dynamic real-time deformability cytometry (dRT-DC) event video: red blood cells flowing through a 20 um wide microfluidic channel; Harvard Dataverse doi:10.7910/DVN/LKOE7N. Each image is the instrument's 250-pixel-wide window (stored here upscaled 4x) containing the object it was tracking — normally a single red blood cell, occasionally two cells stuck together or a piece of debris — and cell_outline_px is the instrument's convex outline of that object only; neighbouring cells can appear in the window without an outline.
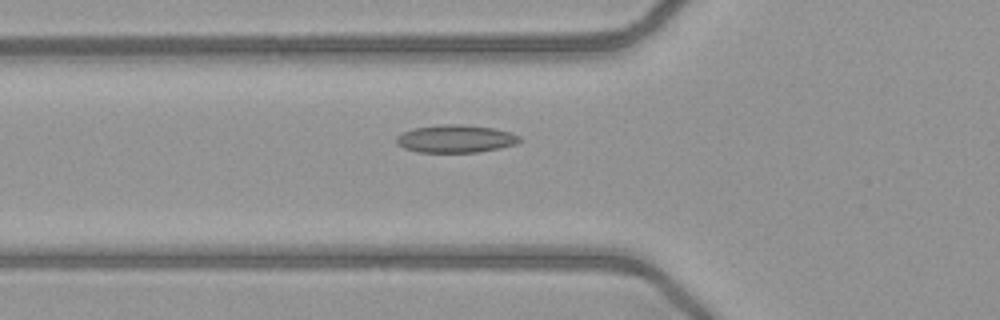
{"species": "common noctule bat (a hibernating species)", "species_latin": "Nyctalus noctula", "temperature_condition": "warm", "stored_images_in_passage": 41, "camera_frame_rate_fps": 3000, "um_per_image_px": 0.085, "animal": {"sex": "female", "body_mass_g": 21.9}, "frame": {"image": 1, "passage_image": 9, "time_ms": 2.667, "image_size_px": [1000, 320], "cell_outline_px": [[520, 140], [516, 144], [500, 148], [480, 152], [416, 152], [404, 148], [396, 144], [396, 136], [404, 132], [416, 128], [440, 124], [460, 124], [496, 128], [512, 132], [520, 136]], "centroid_in_image_um": [38.75, 11.79], "position_along_channel_um": 87.1, "area_um2": 20.06}}
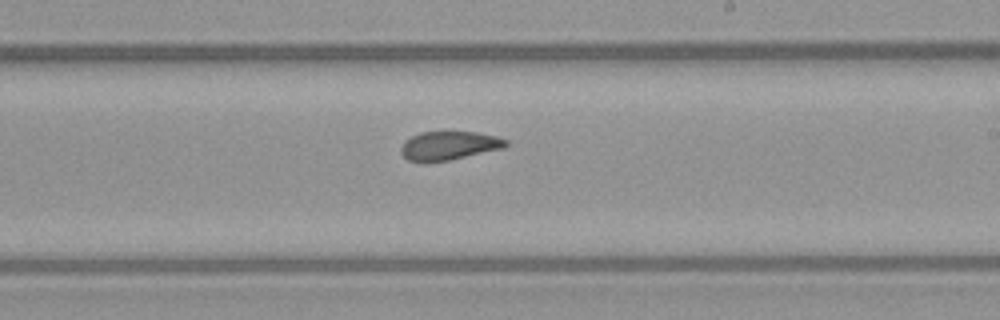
{"frame": {"image": 2, "passage_image": 21, "time_ms": 6.667, "image_size_px": [1000, 320], "cell_outline_px": [[508, 144], [504, 148], [448, 160], [424, 164], [408, 160], [400, 152], [400, 148], [404, 140], [420, 132], [444, 128], [476, 132], [496, 136], [508, 140]], "centroid_in_image_um": [38.11, 12.34], "position_along_channel_um": 250.9, "area_um2": 18.55}}
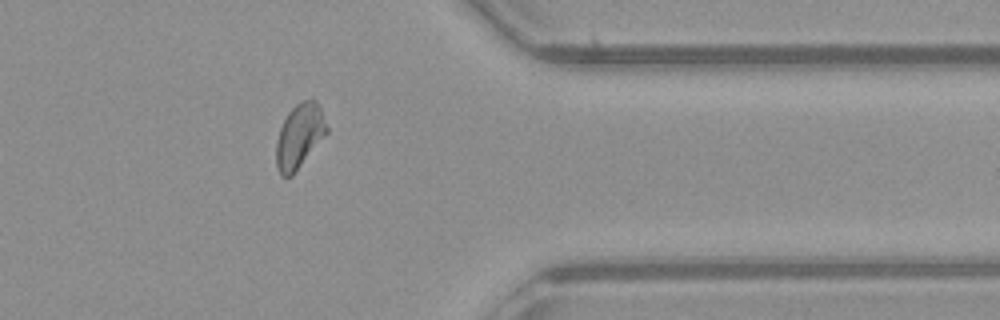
{"frame": {"image": 3, "passage_image": 32, "time_ms": 10.333, "image_size_px": [1000, 320], "cell_outline_px": [[328, 132], [292, 176], [280, 176], [276, 168], [276, 140], [280, 128], [288, 112], [300, 100], [316, 100], [320, 108], [328, 128]], "centroid_in_image_um": [25.43, 11.58], "position_along_channel_um": 386.0, "area_um2": 18.9}, "authors_computed_cell_mechanics": {"area_um2": 18.5538, "velocity_mm_per_s": 4.0759, "shape_relaxation_time_tau1_ms": 8.5509, "shape_relaxation_time_tau2_ms": 1.8135, "deformation_change_tau1": 0.1635, "deformation_change_tau2": 0.0697}}